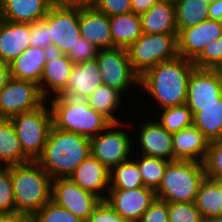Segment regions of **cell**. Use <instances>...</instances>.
Returning <instances> with one entry per match:
<instances>
[{"label":"cell","mask_w":222,"mask_h":222,"mask_svg":"<svg viewBox=\"0 0 222 222\" xmlns=\"http://www.w3.org/2000/svg\"><path fill=\"white\" fill-rule=\"evenodd\" d=\"M195 68L193 61L178 56L145 71L140 76L139 86H142L162 109L184 105L189 77Z\"/></svg>","instance_id":"cell-1"},{"label":"cell","mask_w":222,"mask_h":222,"mask_svg":"<svg viewBox=\"0 0 222 222\" xmlns=\"http://www.w3.org/2000/svg\"><path fill=\"white\" fill-rule=\"evenodd\" d=\"M90 154V138L52 126L43 153L36 162L52 180L69 178Z\"/></svg>","instance_id":"cell-2"},{"label":"cell","mask_w":222,"mask_h":222,"mask_svg":"<svg viewBox=\"0 0 222 222\" xmlns=\"http://www.w3.org/2000/svg\"><path fill=\"white\" fill-rule=\"evenodd\" d=\"M15 212L33 216L51 200L52 179L36 162L10 166Z\"/></svg>","instance_id":"cell-3"},{"label":"cell","mask_w":222,"mask_h":222,"mask_svg":"<svg viewBox=\"0 0 222 222\" xmlns=\"http://www.w3.org/2000/svg\"><path fill=\"white\" fill-rule=\"evenodd\" d=\"M51 102L50 110L54 128L92 138L112 124L103 114L90 107L87 100L59 95L53 97Z\"/></svg>","instance_id":"cell-4"},{"label":"cell","mask_w":222,"mask_h":222,"mask_svg":"<svg viewBox=\"0 0 222 222\" xmlns=\"http://www.w3.org/2000/svg\"><path fill=\"white\" fill-rule=\"evenodd\" d=\"M204 163L175 160L168 163L156 198L168 203L194 202L201 182L205 179Z\"/></svg>","instance_id":"cell-5"},{"label":"cell","mask_w":222,"mask_h":222,"mask_svg":"<svg viewBox=\"0 0 222 222\" xmlns=\"http://www.w3.org/2000/svg\"><path fill=\"white\" fill-rule=\"evenodd\" d=\"M178 33L145 34L127 49L132 69L141 76L149 68L175 59L178 54Z\"/></svg>","instance_id":"cell-6"},{"label":"cell","mask_w":222,"mask_h":222,"mask_svg":"<svg viewBox=\"0 0 222 222\" xmlns=\"http://www.w3.org/2000/svg\"><path fill=\"white\" fill-rule=\"evenodd\" d=\"M44 104L10 118L21 148L31 161H36L42 155L52 128L51 110H47Z\"/></svg>","instance_id":"cell-7"},{"label":"cell","mask_w":222,"mask_h":222,"mask_svg":"<svg viewBox=\"0 0 222 222\" xmlns=\"http://www.w3.org/2000/svg\"><path fill=\"white\" fill-rule=\"evenodd\" d=\"M43 20L49 26L52 52L67 55L81 37L79 28V7L53 4Z\"/></svg>","instance_id":"cell-8"},{"label":"cell","mask_w":222,"mask_h":222,"mask_svg":"<svg viewBox=\"0 0 222 222\" xmlns=\"http://www.w3.org/2000/svg\"><path fill=\"white\" fill-rule=\"evenodd\" d=\"M44 100L35 82L11 77L0 92V119L37 109Z\"/></svg>","instance_id":"cell-9"},{"label":"cell","mask_w":222,"mask_h":222,"mask_svg":"<svg viewBox=\"0 0 222 222\" xmlns=\"http://www.w3.org/2000/svg\"><path fill=\"white\" fill-rule=\"evenodd\" d=\"M96 60L103 84L122 93L131 83H138L140 76L132 69L126 48L99 49Z\"/></svg>","instance_id":"cell-10"},{"label":"cell","mask_w":222,"mask_h":222,"mask_svg":"<svg viewBox=\"0 0 222 222\" xmlns=\"http://www.w3.org/2000/svg\"><path fill=\"white\" fill-rule=\"evenodd\" d=\"M119 125H122L121 122L112 123L103 131L104 133L90 138L91 155L109 170L127 161L132 151L130 150L132 141L127 133L122 130L113 131V128Z\"/></svg>","instance_id":"cell-11"},{"label":"cell","mask_w":222,"mask_h":222,"mask_svg":"<svg viewBox=\"0 0 222 222\" xmlns=\"http://www.w3.org/2000/svg\"><path fill=\"white\" fill-rule=\"evenodd\" d=\"M51 200L85 222L101 201L99 197L80 188L69 178L52 180Z\"/></svg>","instance_id":"cell-12"},{"label":"cell","mask_w":222,"mask_h":222,"mask_svg":"<svg viewBox=\"0 0 222 222\" xmlns=\"http://www.w3.org/2000/svg\"><path fill=\"white\" fill-rule=\"evenodd\" d=\"M108 204L128 222H138L143 213L156 200L155 190L148 187L136 189H109Z\"/></svg>","instance_id":"cell-13"},{"label":"cell","mask_w":222,"mask_h":222,"mask_svg":"<svg viewBox=\"0 0 222 222\" xmlns=\"http://www.w3.org/2000/svg\"><path fill=\"white\" fill-rule=\"evenodd\" d=\"M222 96V77L218 69L195 68L188 81V107H205Z\"/></svg>","instance_id":"cell-14"},{"label":"cell","mask_w":222,"mask_h":222,"mask_svg":"<svg viewBox=\"0 0 222 222\" xmlns=\"http://www.w3.org/2000/svg\"><path fill=\"white\" fill-rule=\"evenodd\" d=\"M222 35V22L205 20L195 26L181 29L177 35L178 54L194 61L205 46Z\"/></svg>","instance_id":"cell-15"},{"label":"cell","mask_w":222,"mask_h":222,"mask_svg":"<svg viewBox=\"0 0 222 222\" xmlns=\"http://www.w3.org/2000/svg\"><path fill=\"white\" fill-rule=\"evenodd\" d=\"M100 73L96 59L75 64L71 70L66 90L60 96L87 100L103 84Z\"/></svg>","instance_id":"cell-16"},{"label":"cell","mask_w":222,"mask_h":222,"mask_svg":"<svg viewBox=\"0 0 222 222\" xmlns=\"http://www.w3.org/2000/svg\"><path fill=\"white\" fill-rule=\"evenodd\" d=\"M210 140L195 125L172 134V148L175 160L204 163ZM200 158H199V157Z\"/></svg>","instance_id":"cell-17"},{"label":"cell","mask_w":222,"mask_h":222,"mask_svg":"<svg viewBox=\"0 0 222 222\" xmlns=\"http://www.w3.org/2000/svg\"><path fill=\"white\" fill-rule=\"evenodd\" d=\"M79 28L81 37L98 49L113 48L109 17L96 7H79Z\"/></svg>","instance_id":"cell-18"},{"label":"cell","mask_w":222,"mask_h":222,"mask_svg":"<svg viewBox=\"0 0 222 222\" xmlns=\"http://www.w3.org/2000/svg\"><path fill=\"white\" fill-rule=\"evenodd\" d=\"M74 65L75 64L67 55L56 52H51L49 54L40 84L38 85L40 93L45 101L47 96L49 97L50 89L52 90L51 92L54 93L55 97L61 95L66 90L69 76ZM46 84L48 86H45ZM45 87H49V90Z\"/></svg>","instance_id":"cell-19"},{"label":"cell","mask_w":222,"mask_h":222,"mask_svg":"<svg viewBox=\"0 0 222 222\" xmlns=\"http://www.w3.org/2000/svg\"><path fill=\"white\" fill-rule=\"evenodd\" d=\"M109 173L110 170L90 154L77 166L69 179L101 200H106L107 196L99 193L106 187L109 189Z\"/></svg>","instance_id":"cell-20"},{"label":"cell","mask_w":222,"mask_h":222,"mask_svg":"<svg viewBox=\"0 0 222 222\" xmlns=\"http://www.w3.org/2000/svg\"><path fill=\"white\" fill-rule=\"evenodd\" d=\"M30 23L0 21V60L11 63L30 45Z\"/></svg>","instance_id":"cell-21"},{"label":"cell","mask_w":222,"mask_h":222,"mask_svg":"<svg viewBox=\"0 0 222 222\" xmlns=\"http://www.w3.org/2000/svg\"><path fill=\"white\" fill-rule=\"evenodd\" d=\"M139 134L143 155L174 161L172 133L168 132L158 121L144 123Z\"/></svg>","instance_id":"cell-22"},{"label":"cell","mask_w":222,"mask_h":222,"mask_svg":"<svg viewBox=\"0 0 222 222\" xmlns=\"http://www.w3.org/2000/svg\"><path fill=\"white\" fill-rule=\"evenodd\" d=\"M48 49L29 46L20 56L9 63L10 75L18 80H28L40 84L48 56Z\"/></svg>","instance_id":"cell-23"},{"label":"cell","mask_w":222,"mask_h":222,"mask_svg":"<svg viewBox=\"0 0 222 222\" xmlns=\"http://www.w3.org/2000/svg\"><path fill=\"white\" fill-rule=\"evenodd\" d=\"M52 5V0H3L1 18L9 22L33 23L43 20Z\"/></svg>","instance_id":"cell-24"},{"label":"cell","mask_w":222,"mask_h":222,"mask_svg":"<svg viewBox=\"0 0 222 222\" xmlns=\"http://www.w3.org/2000/svg\"><path fill=\"white\" fill-rule=\"evenodd\" d=\"M145 34L178 33L175 3L158 1L147 12L140 15Z\"/></svg>","instance_id":"cell-25"},{"label":"cell","mask_w":222,"mask_h":222,"mask_svg":"<svg viewBox=\"0 0 222 222\" xmlns=\"http://www.w3.org/2000/svg\"><path fill=\"white\" fill-rule=\"evenodd\" d=\"M109 21L113 48H128L143 35L141 16L132 11L111 16Z\"/></svg>","instance_id":"cell-26"},{"label":"cell","mask_w":222,"mask_h":222,"mask_svg":"<svg viewBox=\"0 0 222 222\" xmlns=\"http://www.w3.org/2000/svg\"><path fill=\"white\" fill-rule=\"evenodd\" d=\"M195 125L210 140L222 138V96L205 107H188Z\"/></svg>","instance_id":"cell-27"},{"label":"cell","mask_w":222,"mask_h":222,"mask_svg":"<svg viewBox=\"0 0 222 222\" xmlns=\"http://www.w3.org/2000/svg\"><path fill=\"white\" fill-rule=\"evenodd\" d=\"M28 162L31 160L24 154L12 122L10 119H0V166Z\"/></svg>","instance_id":"cell-28"},{"label":"cell","mask_w":222,"mask_h":222,"mask_svg":"<svg viewBox=\"0 0 222 222\" xmlns=\"http://www.w3.org/2000/svg\"><path fill=\"white\" fill-rule=\"evenodd\" d=\"M209 3L205 0H177L175 17L177 32L208 19Z\"/></svg>","instance_id":"cell-29"},{"label":"cell","mask_w":222,"mask_h":222,"mask_svg":"<svg viewBox=\"0 0 222 222\" xmlns=\"http://www.w3.org/2000/svg\"><path fill=\"white\" fill-rule=\"evenodd\" d=\"M194 203L203 219L222 215V195L218 186L207 177L201 182Z\"/></svg>","instance_id":"cell-30"},{"label":"cell","mask_w":222,"mask_h":222,"mask_svg":"<svg viewBox=\"0 0 222 222\" xmlns=\"http://www.w3.org/2000/svg\"><path fill=\"white\" fill-rule=\"evenodd\" d=\"M121 93V91L115 88L101 84L87 99V102L90 107L103 114L112 123H120L119 120L113 116V112H115L119 103H121Z\"/></svg>","instance_id":"cell-31"},{"label":"cell","mask_w":222,"mask_h":222,"mask_svg":"<svg viewBox=\"0 0 222 222\" xmlns=\"http://www.w3.org/2000/svg\"><path fill=\"white\" fill-rule=\"evenodd\" d=\"M109 189H136L143 187L137 161L127 160L113 167L109 173Z\"/></svg>","instance_id":"cell-32"},{"label":"cell","mask_w":222,"mask_h":222,"mask_svg":"<svg viewBox=\"0 0 222 222\" xmlns=\"http://www.w3.org/2000/svg\"><path fill=\"white\" fill-rule=\"evenodd\" d=\"M168 163L169 161L160 158L142 155L141 160L137 161V165L144 186L156 190L161 183Z\"/></svg>","instance_id":"cell-33"},{"label":"cell","mask_w":222,"mask_h":222,"mask_svg":"<svg viewBox=\"0 0 222 222\" xmlns=\"http://www.w3.org/2000/svg\"><path fill=\"white\" fill-rule=\"evenodd\" d=\"M191 110L186 104L163 108L162 116L158 121L168 132L175 133L193 124Z\"/></svg>","instance_id":"cell-34"},{"label":"cell","mask_w":222,"mask_h":222,"mask_svg":"<svg viewBox=\"0 0 222 222\" xmlns=\"http://www.w3.org/2000/svg\"><path fill=\"white\" fill-rule=\"evenodd\" d=\"M32 222H85L50 200L32 216Z\"/></svg>","instance_id":"cell-35"},{"label":"cell","mask_w":222,"mask_h":222,"mask_svg":"<svg viewBox=\"0 0 222 222\" xmlns=\"http://www.w3.org/2000/svg\"><path fill=\"white\" fill-rule=\"evenodd\" d=\"M193 64L199 69H218L222 65V35L206 45Z\"/></svg>","instance_id":"cell-36"},{"label":"cell","mask_w":222,"mask_h":222,"mask_svg":"<svg viewBox=\"0 0 222 222\" xmlns=\"http://www.w3.org/2000/svg\"><path fill=\"white\" fill-rule=\"evenodd\" d=\"M15 212L10 166H0V214Z\"/></svg>","instance_id":"cell-37"},{"label":"cell","mask_w":222,"mask_h":222,"mask_svg":"<svg viewBox=\"0 0 222 222\" xmlns=\"http://www.w3.org/2000/svg\"><path fill=\"white\" fill-rule=\"evenodd\" d=\"M169 222H203L194 202L168 203Z\"/></svg>","instance_id":"cell-38"},{"label":"cell","mask_w":222,"mask_h":222,"mask_svg":"<svg viewBox=\"0 0 222 222\" xmlns=\"http://www.w3.org/2000/svg\"><path fill=\"white\" fill-rule=\"evenodd\" d=\"M204 167L207 178H222V138L210 142Z\"/></svg>","instance_id":"cell-39"},{"label":"cell","mask_w":222,"mask_h":222,"mask_svg":"<svg viewBox=\"0 0 222 222\" xmlns=\"http://www.w3.org/2000/svg\"><path fill=\"white\" fill-rule=\"evenodd\" d=\"M29 45L48 49L52 52V40L49 38V26L44 20L30 23Z\"/></svg>","instance_id":"cell-40"},{"label":"cell","mask_w":222,"mask_h":222,"mask_svg":"<svg viewBox=\"0 0 222 222\" xmlns=\"http://www.w3.org/2000/svg\"><path fill=\"white\" fill-rule=\"evenodd\" d=\"M99 49L94 44L80 37L78 43L67 54L68 58L74 63L79 64L92 59H96Z\"/></svg>","instance_id":"cell-41"},{"label":"cell","mask_w":222,"mask_h":222,"mask_svg":"<svg viewBox=\"0 0 222 222\" xmlns=\"http://www.w3.org/2000/svg\"><path fill=\"white\" fill-rule=\"evenodd\" d=\"M87 222H128L123 219L106 200H101Z\"/></svg>","instance_id":"cell-42"},{"label":"cell","mask_w":222,"mask_h":222,"mask_svg":"<svg viewBox=\"0 0 222 222\" xmlns=\"http://www.w3.org/2000/svg\"><path fill=\"white\" fill-rule=\"evenodd\" d=\"M138 222H169L168 202L156 198Z\"/></svg>","instance_id":"cell-43"},{"label":"cell","mask_w":222,"mask_h":222,"mask_svg":"<svg viewBox=\"0 0 222 222\" xmlns=\"http://www.w3.org/2000/svg\"><path fill=\"white\" fill-rule=\"evenodd\" d=\"M95 7L108 17L132 11L131 0H98Z\"/></svg>","instance_id":"cell-44"},{"label":"cell","mask_w":222,"mask_h":222,"mask_svg":"<svg viewBox=\"0 0 222 222\" xmlns=\"http://www.w3.org/2000/svg\"><path fill=\"white\" fill-rule=\"evenodd\" d=\"M53 4L67 7H95L98 0H52Z\"/></svg>","instance_id":"cell-45"},{"label":"cell","mask_w":222,"mask_h":222,"mask_svg":"<svg viewBox=\"0 0 222 222\" xmlns=\"http://www.w3.org/2000/svg\"><path fill=\"white\" fill-rule=\"evenodd\" d=\"M159 0H131L132 12L135 14H143L147 12Z\"/></svg>","instance_id":"cell-46"},{"label":"cell","mask_w":222,"mask_h":222,"mask_svg":"<svg viewBox=\"0 0 222 222\" xmlns=\"http://www.w3.org/2000/svg\"><path fill=\"white\" fill-rule=\"evenodd\" d=\"M0 222H32V217L19 212L0 214Z\"/></svg>","instance_id":"cell-47"},{"label":"cell","mask_w":222,"mask_h":222,"mask_svg":"<svg viewBox=\"0 0 222 222\" xmlns=\"http://www.w3.org/2000/svg\"><path fill=\"white\" fill-rule=\"evenodd\" d=\"M208 19L222 22V0L209 4Z\"/></svg>","instance_id":"cell-48"},{"label":"cell","mask_w":222,"mask_h":222,"mask_svg":"<svg viewBox=\"0 0 222 222\" xmlns=\"http://www.w3.org/2000/svg\"><path fill=\"white\" fill-rule=\"evenodd\" d=\"M11 78L9 64L0 60V92Z\"/></svg>","instance_id":"cell-49"},{"label":"cell","mask_w":222,"mask_h":222,"mask_svg":"<svg viewBox=\"0 0 222 222\" xmlns=\"http://www.w3.org/2000/svg\"><path fill=\"white\" fill-rule=\"evenodd\" d=\"M209 179H211L218 186L220 194L222 195V178H209Z\"/></svg>","instance_id":"cell-50"},{"label":"cell","mask_w":222,"mask_h":222,"mask_svg":"<svg viewBox=\"0 0 222 222\" xmlns=\"http://www.w3.org/2000/svg\"><path fill=\"white\" fill-rule=\"evenodd\" d=\"M203 222H222V215L214 216L208 219H203Z\"/></svg>","instance_id":"cell-51"},{"label":"cell","mask_w":222,"mask_h":222,"mask_svg":"<svg viewBox=\"0 0 222 222\" xmlns=\"http://www.w3.org/2000/svg\"><path fill=\"white\" fill-rule=\"evenodd\" d=\"M159 1H169V2L175 3L177 0H159Z\"/></svg>","instance_id":"cell-52"},{"label":"cell","mask_w":222,"mask_h":222,"mask_svg":"<svg viewBox=\"0 0 222 222\" xmlns=\"http://www.w3.org/2000/svg\"><path fill=\"white\" fill-rule=\"evenodd\" d=\"M220 74H221V77H222V65L218 68Z\"/></svg>","instance_id":"cell-53"},{"label":"cell","mask_w":222,"mask_h":222,"mask_svg":"<svg viewBox=\"0 0 222 222\" xmlns=\"http://www.w3.org/2000/svg\"><path fill=\"white\" fill-rule=\"evenodd\" d=\"M207 3H213L214 1H216V0H205Z\"/></svg>","instance_id":"cell-54"}]
</instances>
